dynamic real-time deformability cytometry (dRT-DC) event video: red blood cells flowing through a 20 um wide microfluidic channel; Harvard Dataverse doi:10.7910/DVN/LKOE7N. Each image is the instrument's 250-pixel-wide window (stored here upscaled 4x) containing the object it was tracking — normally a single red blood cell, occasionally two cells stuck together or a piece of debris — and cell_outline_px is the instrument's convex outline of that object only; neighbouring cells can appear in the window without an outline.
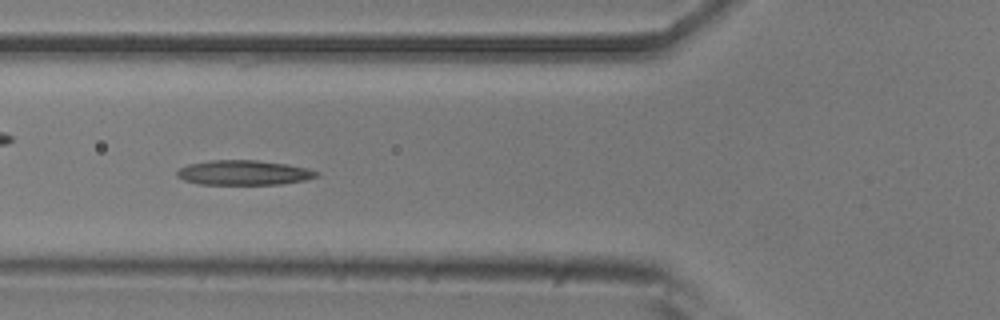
{"species": "common noctule bat (a hibernating species)", "species_latin": "Nyctalus noctula", "temperature_condition": "room temperature", "stored_images_in_passage": 40, "camera_frame_rate_fps": 3000, "um_per_image_px": 0.085, "animal": {"sex": "male", "body_mass_g": 20.5, "forearm_length_mm": 52.5}, "frame": {"image": 1, "passage_image": 5, "time_ms": 1.333, "image_size_px": [1000, 320], "cell_outline_px": [[308, 176], [292, 180], [256, 184], [228, 184], [200, 180], [208, 164], [272, 164], [292, 168], [304, 172]], "centroid_in_image_um": [21.24, 14.77], "position_along_channel_um": 104.6, "area_um2": 12.43}}
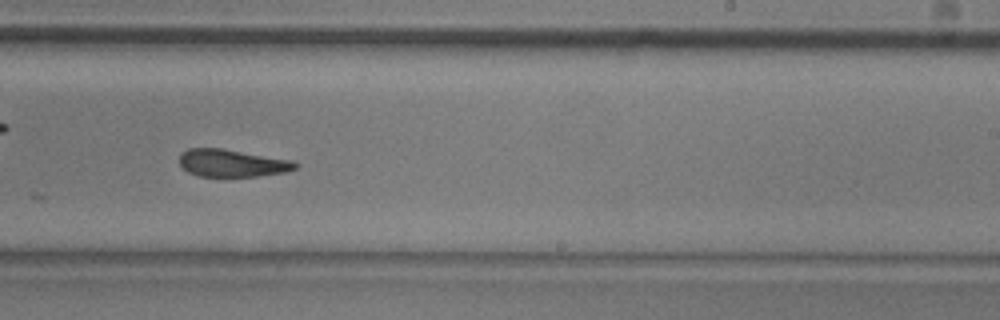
{"frame": {"image": 2, "passage_image": 18, "time_ms": 5.667, "image_size_px": [1000, 320], "cell_outline_px": [[292, 168], [268, 172], [236, 176], [208, 176], [196, 172], [188, 168], [180, 160], [188, 152], [228, 152], [272, 160], [292, 164]], "centroid_in_image_um": [19.56, 13.95], "position_along_channel_um": 269.4, "area_um2": 13.76}}
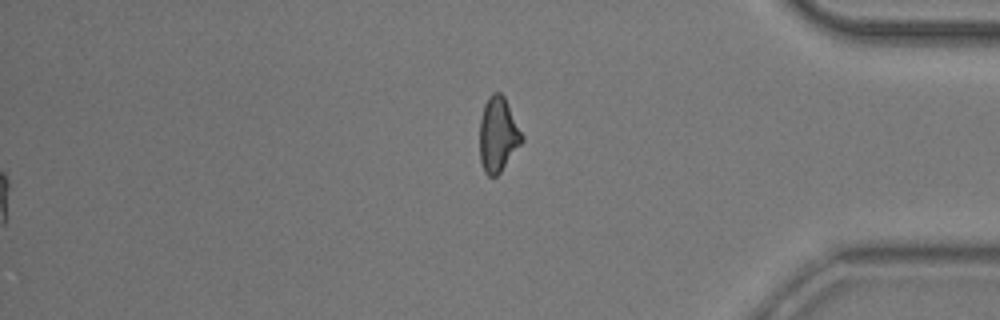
{"frame": {"image": 3, "passage_image": 40, "time_ms": 13.0, "image_size_px": [1000, 320], "cell_outline_px": [[520, 140], [500, 168], [492, 176], [484, 168], [480, 148], [480, 128], [484, 112], [488, 100], [492, 96], [500, 96], [504, 100], [520, 136]], "centroid_in_image_um": [42.26, 11.45], "position_along_channel_um": 392.9, "area_um2": 15.32}}